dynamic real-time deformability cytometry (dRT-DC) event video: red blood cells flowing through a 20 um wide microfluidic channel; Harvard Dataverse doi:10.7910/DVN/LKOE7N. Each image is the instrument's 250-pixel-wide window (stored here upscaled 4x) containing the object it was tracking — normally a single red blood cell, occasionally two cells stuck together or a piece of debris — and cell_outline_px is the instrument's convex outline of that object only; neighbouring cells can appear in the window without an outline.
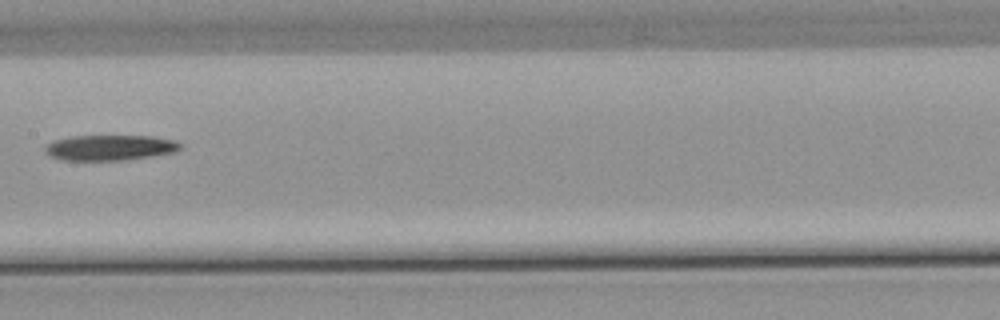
{"species": "common noctule bat (a hibernating species)", "species_latin": "Nyctalus noctula", "temperature_condition": "warm", "stored_images_in_passage": 7, "camera_frame_rate_fps": 3000, "um_per_image_px": 0.085, "animal": {"sex": "male", "body_mass_g": 21.5, "forearm_length_mm": 52.0}, "frame": {"image": 1, "passage_image": 7, "time_ms": 8.0, "image_size_px": [1000, 320], "cell_outline_px": [[180, 148], [176, 152], [152, 156], [124, 160], [64, 160], [52, 156], [44, 152], [44, 148], [52, 140], [68, 136], [152, 136], [176, 140], [180, 144]], "centroid_in_image_um": [9.34, 12.54], "position_along_channel_um": 198.1, "area_um2": 20.11}}